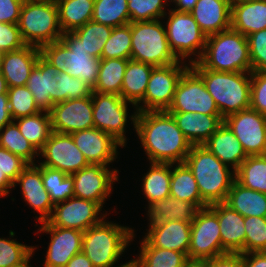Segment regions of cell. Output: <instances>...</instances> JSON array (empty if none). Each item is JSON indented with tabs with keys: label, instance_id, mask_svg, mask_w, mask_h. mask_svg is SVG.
Returning <instances> with one entry per match:
<instances>
[{
	"label": "cell",
	"instance_id": "6da1fadb",
	"mask_svg": "<svg viewBox=\"0 0 266 267\" xmlns=\"http://www.w3.org/2000/svg\"><path fill=\"white\" fill-rule=\"evenodd\" d=\"M135 132L151 163H184L192 147L167 110L138 112Z\"/></svg>",
	"mask_w": 266,
	"mask_h": 267
},
{
	"label": "cell",
	"instance_id": "7a4b0ae2",
	"mask_svg": "<svg viewBox=\"0 0 266 267\" xmlns=\"http://www.w3.org/2000/svg\"><path fill=\"white\" fill-rule=\"evenodd\" d=\"M184 163L192 171L202 200L209 206L225 202L235 171L203 145H192Z\"/></svg>",
	"mask_w": 266,
	"mask_h": 267
},
{
	"label": "cell",
	"instance_id": "3957f363",
	"mask_svg": "<svg viewBox=\"0 0 266 267\" xmlns=\"http://www.w3.org/2000/svg\"><path fill=\"white\" fill-rule=\"evenodd\" d=\"M190 67L221 72H252L247 36L232 28L208 36L201 58Z\"/></svg>",
	"mask_w": 266,
	"mask_h": 267
},
{
	"label": "cell",
	"instance_id": "277c9868",
	"mask_svg": "<svg viewBox=\"0 0 266 267\" xmlns=\"http://www.w3.org/2000/svg\"><path fill=\"white\" fill-rule=\"evenodd\" d=\"M40 54L59 72L65 71L95 88L101 59L89 55L73 32L63 33L60 41L41 46Z\"/></svg>",
	"mask_w": 266,
	"mask_h": 267
},
{
	"label": "cell",
	"instance_id": "5b68a950",
	"mask_svg": "<svg viewBox=\"0 0 266 267\" xmlns=\"http://www.w3.org/2000/svg\"><path fill=\"white\" fill-rule=\"evenodd\" d=\"M192 69L202 78L223 118L250 108L251 72Z\"/></svg>",
	"mask_w": 266,
	"mask_h": 267
},
{
	"label": "cell",
	"instance_id": "8992f818",
	"mask_svg": "<svg viewBox=\"0 0 266 267\" xmlns=\"http://www.w3.org/2000/svg\"><path fill=\"white\" fill-rule=\"evenodd\" d=\"M134 238L132 228L103 219L83 232L82 252L93 267H113Z\"/></svg>",
	"mask_w": 266,
	"mask_h": 267
},
{
	"label": "cell",
	"instance_id": "52a82bcc",
	"mask_svg": "<svg viewBox=\"0 0 266 267\" xmlns=\"http://www.w3.org/2000/svg\"><path fill=\"white\" fill-rule=\"evenodd\" d=\"M18 28L26 45L41 47L60 41L63 34L59 24L58 7L53 0L24 2Z\"/></svg>",
	"mask_w": 266,
	"mask_h": 267
},
{
	"label": "cell",
	"instance_id": "ba28073f",
	"mask_svg": "<svg viewBox=\"0 0 266 267\" xmlns=\"http://www.w3.org/2000/svg\"><path fill=\"white\" fill-rule=\"evenodd\" d=\"M131 59L154 67L179 61L169 47L161 19L131 23Z\"/></svg>",
	"mask_w": 266,
	"mask_h": 267
},
{
	"label": "cell",
	"instance_id": "9c48e42d",
	"mask_svg": "<svg viewBox=\"0 0 266 267\" xmlns=\"http://www.w3.org/2000/svg\"><path fill=\"white\" fill-rule=\"evenodd\" d=\"M167 16L169 17L167 22L163 23H166V34L171 51L180 61L186 62L188 59V64L197 62L205 49L207 36L189 12L171 8L164 18ZM194 55L196 58H191V56L195 57Z\"/></svg>",
	"mask_w": 266,
	"mask_h": 267
},
{
	"label": "cell",
	"instance_id": "30bf717a",
	"mask_svg": "<svg viewBox=\"0 0 266 267\" xmlns=\"http://www.w3.org/2000/svg\"><path fill=\"white\" fill-rule=\"evenodd\" d=\"M94 127L110 134L123 147L126 146V126L128 117L135 129V121L138 111L132 114L128 112V104L121 96L108 93L92 92ZM129 113V114H128ZM130 115V116H129Z\"/></svg>",
	"mask_w": 266,
	"mask_h": 267
},
{
	"label": "cell",
	"instance_id": "8fae6325",
	"mask_svg": "<svg viewBox=\"0 0 266 267\" xmlns=\"http://www.w3.org/2000/svg\"><path fill=\"white\" fill-rule=\"evenodd\" d=\"M225 253L217 214L209 206L199 209L191 223L189 261L203 262Z\"/></svg>",
	"mask_w": 266,
	"mask_h": 267
},
{
	"label": "cell",
	"instance_id": "7c38bea8",
	"mask_svg": "<svg viewBox=\"0 0 266 267\" xmlns=\"http://www.w3.org/2000/svg\"><path fill=\"white\" fill-rule=\"evenodd\" d=\"M185 63L179 60L168 66L154 67L144 99L136 106V110L138 112L168 110L172 105L180 78L190 67V64Z\"/></svg>",
	"mask_w": 266,
	"mask_h": 267
},
{
	"label": "cell",
	"instance_id": "4fadbf2b",
	"mask_svg": "<svg viewBox=\"0 0 266 267\" xmlns=\"http://www.w3.org/2000/svg\"><path fill=\"white\" fill-rule=\"evenodd\" d=\"M168 112H193L221 115L202 78L189 67L180 78Z\"/></svg>",
	"mask_w": 266,
	"mask_h": 267
},
{
	"label": "cell",
	"instance_id": "5bb4252c",
	"mask_svg": "<svg viewBox=\"0 0 266 267\" xmlns=\"http://www.w3.org/2000/svg\"><path fill=\"white\" fill-rule=\"evenodd\" d=\"M101 211L102 207L97 202L73 196L54 204L50 217L41 224L42 226L71 228L84 232L106 218L107 212L101 215Z\"/></svg>",
	"mask_w": 266,
	"mask_h": 267
},
{
	"label": "cell",
	"instance_id": "9a60e30c",
	"mask_svg": "<svg viewBox=\"0 0 266 267\" xmlns=\"http://www.w3.org/2000/svg\"><path fill=\"white\" fill-rule=\"evenodd\" d=\"M224 123L240 141L247 156L266 150V115L251 108L228 115Z\"/></svg>",
	"mask_w": 266,
	"mask_h": 267
},
{
	"label": "cell",
	"instance_id": "2e32d148",
	"mask_svg": "<svg viewBox=\"0 0 266 267\" xmlns=\"http://www.w3.org/2000/svg\"><path fill=\"white\" fill-rule=\"evenodd\" d=\"M108 168L110 167L101 164H89L72 174L74 196L97 202L103 207L112 193V185L119 180V171Z\"/></svg>",
	"mask_w": 266,
	"mask_h": 267
},
{
	"label": "cell",
	"instance_id": "e0dca14e",
	"mask_svg": "<svg viewBox=\"0 0 266 267\" xmlns=\"http://www.w3.org/2000/svg\"><path fill=\"white\" fill-rule=\"evenodd\" d=\"M39 155L41 165L72 175L89 165L70 134L51 132Z\"/></svg>",
	"mask_w": 266,
	"mask_h": 267
},
{
	"label": "cell",
	"instance_id": "ac0fdd59",
	"mask_svg": "<svg viewBox=\"0 0 266 267\" xmlns=\"http://www.w3.org/2000/svg\"><path fill=\"white\" fill-rule=\"evenodd\" d=\"M53 132L72 134L94 127L91 96L70 99L53 105L50 111Z\"/></svg>",
	"mask_w": 266,
	"mask_h": 267
},
{
	"label": "cell",
	"instance_id": "d6986e66",
	"mask_svg": "<svg viewBox=\"0 0 266 267\" xmlns=\"http://www.w3.org/2000/svg\"><path fill=\"white\" fill-rule=\"evenodd\" d=\"M40 231L50 234L43 267H65L70 259L82 252L83 232L56 226H39Z\"/></svg>",
	"mask_w": 266,
	"mask_h": 267
},
{
	"label": "cell",
	"instance_id": "ffe728a7",
	"mask_svg": "<svg viewBox=\"0 0 266 267\" xmlns=\"http://www.w3.org/2000/svg\"><path fill=\"white\" fill-rule=\"evenodd\" d=\"M89 164L109 166L117 159L118 148L123 146L110 134L95 127L70 134Z\"/></svg>",
	"mask_w": 266,
	"mask_h": 267
},
{
	"label": "cell",
	"instance_id": "44dd1931",
	"mask_svg": "<svg viewBox=\"0 0 266 267\" xmlns=\"http://www.w3.org/2000/svg\"><path fill=\"white\" fill-rule=\"evenodd\" d=\"M20 185L21 194L24 201L39 213L36 221L45 222L51 215L54 207L50 195L45 189L42 181V165L28 164V166L18 175L14 182V187Z\"/></svg>",
	"mask_w": 266,
	"mask_h": 267
},
{
	"label": "cell",
	"instance_id": "7402d4cb",
	"mask_svg": "<svg viewBox=\"0 0 266 267\" xmlns=\"http://www.w3.org/2000/svg\"><path fill=\"white\" fill-rule=\"evenodd\" d=\"M144 239L157 248L174 250L188 257L191 238V223L168 221L163 224H149Z\"/></svg>",
	"mask_w": 266,
	"mask_h": 267
},
{
	"label": "cell",
	"instance_id": "603a6c76",
	"mask_svg": "<svg viewBox=\"0 0 266 267\" xmlns=\"http://www.w3.org/2000/svg\"><path fill=\"white\" fill-rule=\"evenodd\" d=\"M59 71L41 55L32 69L26 87L32 93L37 107L41 111L50 112L56 104V84L54 76Z\"/></svg>",
	"mask_w": 266,
	"mask_h": 267
},
{
	"label": "cell",
	"instance_id": "cb8c5ba5",
	"mask_svg": "<svg viewBox=\"0 0 266 267\" xmlns=\"http://www.w3.org/2000/svg\"><path fill=\"white\" fill-rule=\"evenodd\" d=\"M217 214L222 249L226 253L245 254L244 217L225 202L209 205Z\"/></svg>",
	"mask_w": 266,
	"mask_h": 267
},
{
	"label": "cell",
	"instance_id": "d4e9b609",
	"mask_svg": "<svg viewBox=\"0 0 266 267\" xmlns=\"http://www.w3.org/2000/svg\"><path fill=\"white\" fill-rule=\"evenodd\" d=\"M189 13L207 37L231 28V6L226 0H198Z\"/></svg>",
	"mask_w": 266,
	"mask_h": 267
},
{
	"label": "cell",
	"instance_id": "484cf974",
	"mask_svg": "<svg viewBox=\"0 0 266 267\" xmlns=\"http://www.w3.org/2000/svg\"><path fill=\"white\" fill-rule=\"evenodd\" d=\"M40 55V48L33 45H25L18 50L5 52L1 73L8 87L26 86Z\"/></svg>",
	"mask_w": 266,
	"mask_h": 267
},
{
	"label": "cell",
	"instance_id": "4316f807",
	"mask_svg": "<svg viewBox=\"0 0 266 267\" xmlns=\"http://www.w3.org/2000/svg\"><path fill=\"white\" fill-rule=\"evenodd\" d=\"M192 145H203L223 124L221 115L193 112H169Z\"/></svg>",
	"mask_w": 266,
	"mask_h": 267
},
{
	"label": "cell",
	"instance_id": "83f0119b",
	"mask_svg": "<svg viewBox=\"0 0 266 267\" xmlns=\"http://www.w3.org/2000/svg\"><path fill=\"white\" fill-rule=\"evenodd\" d=\"M203 146L234 171L248 157L240 141L224 122Z\"/></svg>",
	"mask_w": 266,
	"mask_h": 267
},
{
	"label": "cell",
	"instance_id": "f1b7e54d",
	"mask_svg": "<svg viewBox=\"0 0 266 267\" xmlns=\"http://www.w3.org/2000/svg\"><path fill=\"white\" fill-rule=\"evenodd\" d=\"M231 28L244 36L266 29V0H249L233 5Z\"/></svg>",
	"mask_w": 266,
	"mask_h": 267
},
{
	"label": "cell",
	"instance_id": "f546056e",
	"mask_svg": "<svg viewBox=\"0 0 266 267\" xmlns=\"http://www.w3.org/2000/svg\"><path fill=\"white\" fill-rule=\"evenodd\" d=\"M199 208L193 202L178 200L169 196L156 201L148 208V224H163L168 221H184L192 223Z\"/></svg>",
	"mask_w": 266,
	"mask_h": 267
},
{
	"label": "cell",
	"instance_id": "4dcf8cb0",
	"mask_svg": "<svg viewBox=\"0 0 266 267\" xmlns=\"http://www.w3.org/2000/svg\"><path fill=\"white\" fill-rule=\"evenodd\" d=\"M154 66L129 59L122 83L121 97L136 106L144 99Z\"/></svg>",
	"mask_w": 266,
	"mask_h": 267
},
{
	"label": "cell",
	"instance_id": "1f68e13d",
	"mask_svg": "<svg viewBox=\"0 0 266 267\" xmlns=\"http://www.w3.org/2000/svg\"><path fill=\"white\" fill-rule=\"evenodd\" d=\"M225 203L244 218L266 217V193L246 188L236 180L231 185Z\"/></svg>",
	"mask_w": 266,
	"mask_h": 267
},
{
	"label": "cell",
	"instance_id": "d6a6232c",
	"mask_svg": "<svg viewBox=\"0 0 266 267\" xmlns=\"http://www.w3.org/2000/svg\"><path fill=\"white\" fill-rule=\"evenodd\" d=\"M170 196L193 202L199 209L208 206L202 200L192 171L185 163L171 164Z\"/></svg>",
	"mask_w": 266,
	"mask_h": 267
},
{
	"label": "cell",
	"instance_id": "836d02e7",
	"mask_svg": "<svg viewBox=\"0 0 266 267\" xmlns=\"http://www.w3.org/2000/svg\"><path fill=\"white\" fill-rule=\"evenodd\" d=\"M150 168L142 177L143 194L148 201L149 208L156 201L164 200L170 196L171 164L151 163Z\"/></svg>",
	"mask_w": 266,
	"mask_h": 267
},
{
	"label": "cell",
	"instance_id": "e575fe53",
	"mask_svg": "<svg viewBox=\"0 0 266 267\" xmlns=\"http://www.w3.org/2000/svg\"><path fill=\"white\" fill-rule=\"evenodd\" d=\"M63 33L72 32L92 20L95 0H56Z\"/></svg>",
	"mask_w": 266,
	"mask_h": 267
},
{
	"label": "cell",
	"instance_id": "d590c367",
	"mask_svg": "<svg viewBox=\"0 0 266 267\" xmlns=\"http://www.w3.org/2000/svg\"><path fill=\"white\" fill-rule=\"evenodd\" d=\"M139 250L138 258H134L139 267H186L190 262L184 253L152 247L144 238Z\"/></svg>",
	"mask_w": 266,
	"mask_h": 267
},
{
	"label": "cell",
	"instance_id": "8d00e7d4",
	"mask_svg": "<svg viewBox=\"0 0 266 267\" xmlns=\"http://www.w3.org/2000/svg\"><path fill=\"white\" fill-rule=\"evenodd\" d=\"M14 122L19 127L20 133L40 152L52 132L50 112L40 111L15 119Z\"/></svg>",
	"mask_w": 266,
	"mask_h": 267
},
{
	"label": "cell",
	"instance_id": "74e56055",
	"mask_svg": "<svg viewBox=\"0 0 266 267\" xmlns=\"http://www.w3.org/2000/svg\"><path fill=\"white\" fill-rule=\"evenodd\" d=\"M129 59H101L94 92L121 96L125 69Z\"/></svg>",
	"mask_w": 266,
	"mask_h": 267
},
{
	"label": "cell",
	"instance_id": "f35d334b",
	"mask_svg": "<svg viewBox=\"0 0 266 267\" xmlns=\"http://www.w3.org/2000/svg\"><path fill=\"white\" fill-rule=\"evenodd\" d=\"M235 180L246 188L266 193V157L248 156L235 171Z\"/></svg>",
	"mask_w": 266,
	"mask_h": 267
},
{
	"label": "cell",
	"instance_id": "ab89813d",
	"mask_svg": "<svg viewBox=\"0 0 266 267\" xmlns=\"http://www.w3.org/2000/svg\"><path fill=\"white\" fill-rule=\"evenodd\" d=\"M0 147L21 157L28 164L37 163L35 158L39 157V152L20 133L19 127L14 121L0 129Z\"/></svg>",
	"mask_w": 266,
	"mask_h": 267
},
{
	"label": "cell",
	"instance_id": "60d3db41",
	"mask_svg": "<svg viewBox=\"0 0 266 267\" xmlns=\"http://www.w3.org/2000/svg\"><path fill=\"white\" fill-rule=\"evenodd\" d=\"M92 20L112 28L129 24L127 0H95Z\"/></svg>",
	"mask_w": 266,
	"mask_h": 267
},
{
	"label": "cell",
	"instance_id": "b9f144b4",
	"mask_svg": "<svg viewBox=\"0 0 266 267\" xmlns=\"http://www.w3.org/2000/svg\"><path fill=\"white\" fill-rule=\"evenodd\" d=\"M112 31V27L90 20L72 32L81 40L82 47L89 55L101 59L103 46Z\"/></svg>",
	"mask_w": 266,
	"mask_h": 267
},
{
	"label": "cell",
	"instance_id": "7bdbcfd3",
	"mask_svg": "<svg viewBox=\"0 0 266 267\" xmlns=\"http://www.w3.org/2000/svg\"><path fill=\"white\" fill-rule=\"evenodd\" d=\"M42 181L53 204L74 196L73 178L71 175L42 165Z\"/></svg>",
	"mask_w": 266,
	"mask_h": 267
},
{
	"label": "cell",
	"instance_id": "ee69618b",
	"mask_svg": "<svg viewBox=\"0 0 266 267\" xmlns=\"http://www.w3.org/2000/svg\"><path fill=\"white\" fill-rule=\"evenodd\" d=\"M111 58L131 59V22L114 27L104 44L101 59Z\"/></svg>",
	"mask_w": 266,
	"mask_h": 267
},
{
	"label": "cell",
	"instance_id": "f6af8a7d",
	"mask_svg": "<svg viewBox=\"0 0 266 267\" xmlns=\"http://www.w3.org/2000/svg\"><path fill=\"white\" fill-rule=\"evenodd\" d=\"M54 78L56 84V103L70 99H80L91 96L93 89L77 77H72L65 71L58 72Z\"/></svg>",
	"mask_w": 266,
	"mask_h": 267
},
{
	"label": "cell",
	"instance_id": "bcb514c9",
	"mask_svg": "<svg viewBox=\"0 0 266 267\" xmlns=\"http://www.w3.org/2000/svg\"><path fill=\"white\" fill-rule=\"evenodd\" d=\"M167 5L168 0H127L130 22L163 20Z\"/></svg>",
	"mask_w": 266,
	"mask_h": 267
},
{
	"label": "cell",
	"instance_id": "7dc6e473",
	"mask_svg": "<svg viewBox=\"0 0 266 267\" xmlns=\"http://www.w3.org/2000/svg\"><path fill=\"white\" fill-rule=\"evenodd\" d=\"M9 109L12 119L30 116L39 113L32 93L26 86L8 87Z\"/></svg>",
	"mask_w": 266,
	"mask_h": 267
},
{
	"label": "cell",
	"instance_id": "c3c4849f",
	"mask_svg": "<svg viewBox=\"0 0 266 267\" xmlns=\"http://www.w3.org/2000/svg\"><path fill=\"white\" fill-rule=\"evenodd\" d=\"M245 254L266 251V217H245Z\"/></svg>",
	"mask_w": 266,
	"mask_h": 267
},
{
	"label": "cell",
	"instance_id": "681fc988",
	"mask_svg": "<svg viewBox=\"0 0 266 267\" xmlns=\"http://www.w3.org/2000/svg\"><path fill=\"white\" fill-rule=\"evenodd\" d=\"M36 248L19 243L15 239L0 238V267H12L20 264Z\"/></svg>",
	"mask_w": 266,
	"mask_h": 267
},
{
	"label": "cell",
	"instance_id": "f907efd6",
	"mask_svg": "<svg viewBox=\"0 0 266 267\" xmlns=\"http://www.w3.org/2000/svg\"><path fill=\"white\" fill-rule=\"evenodd\" d=\"M252 72L266 71V29L247 36Z\"/></svg>",
	"mask_w": 266,
	"mask_h": 267
},
{
	"label": "cell",
	"instance_id": "816d5d0a",
	"mask_svg": "<svg viewBox=\"0 0 266 267\" xmlns=\"http://www.w3.org/2000/svg\"><path fill=\"white\" fill-rule=\"evenodd\" d=\"M250 108L266 115V71L251 72Z\"/></svg>",
	"mask_w": 266,
	"mask_h": 267
},
{
	"label": "cell",
	"instance_id": "f5cc1de1",
	"mask_svg": "<svg viewBox=\"0 0 266 267\" xmlns=\"http://www.w3.org/2000/svg\"><path fill=\"white\" fill-rule=\"evenodd\" d=\"M27 166L28 163L21 157L14 155L3 147H0V171L13 183Z\"/></svg>",
	"mask_w": 266,
	"mask_h": 267
},
{
	"label": "cell",
	"instance_id": "db71d44e",
	"mask_svg": "<svg viewBox=\"0 0 266 267\" xmlns=\"http://www.w3.org/2000/svg\"><path fill=\"white\" fill-rule=\"evenodd\" d=\"M18 24L0 23V50L10 52L25 46Z\"/></svg>",
	"mask_w": 266,
	"mask_h": 267
},
{
	"label": "cell",
	"instance_id": "11a10c76",
	"mask_svg": "<svg viewBox=\"0 0 266 267\" xmlns=\"http://www.w3.org/2000/svg\"><path fill=\"white\" fill-rule=\"evenodd\" d=\"M23 3L21 0H0V23L18 24Z\"/></svg>",
	"mask_w": 266,
	"mask_h": 267
},
{
	"label": "cell",
	"instance_id": "9f6ffc18",
	"mask_svg": "<svg viewBox=\"0 0 266 267\" xmlns=\"http://www.w3.org/2000/svg\"><path fill=\"white\" fill-rule=\"evenodd\" d=\"M205 267H243L242 253H225L203 261Z\"/></svg>",
	"mask_w": 266,
	"mask_h": 267
},
{
	"label": "cell",
	"instance_id": "6f0895ef",
	"mask_svg": "<svg viewBox=\"0 0 266 267\" xmlns=\"http://www.w3.org/2000/svg\"><path fill=\"white\" fill-rule=\"evenodd\" d=\"M243 267H266V251L243 254Z\"/></svg>",
	"mask_w": 266,
	"mask_h": 267
},
{
	"label": "cell",
	"instance_id": "680465c9",
	"mask_svg": "<svg viewBox=\"0 0 266 267\" xmlns=\"http://www.w3.org/2000/svg\"><path fill=\"white\" fill-rule=\"evenodd\" d=\"M13 121L9 109L8 94H0V129Z\"/></svg>",
	"mask_w": 266,
	"mask_h": 267
},
{
	"label": "cell",
	"instance_id": "91938a15",
	"mask_svg": "<svg viewBox=\"0 0 266 267\" xmlns=\"http://www.w3.org/2000/svg\"><path fill=\"white\" fill-rule=\"evenodd\" d=\"M65 267H93L90 259L83 253L75 254Z\"/></svg>",
	"mask_w": 266,
	"mask_h": 267
},
{
	"label": "cell",
	"instance_id": "94428289",
	"mask_svg": "<svg viewBox=\"0 0 266 267\" xmlns=\"http://www.w3.org/2000/svg\"><path fill=\"white\" fill-rule=\"evenodd\" d=\"M12 187H14V183L0 171V197L3 198L10 194Z\"/></svg>",
	"mask_w": 266,
	"mask_h": 267
},
{
	"label": "cell",
	"instance_id": "6125c7cd",
	"mask_svg": "<svg viewBox=\"0 0 266 267\" xmlns=\"http://www.w3.org/2000/svg\"><path fill=\"white\" fill-rule=\"evenodd\" d=\"M175 4V10L189 12L194 8L198 0H168Z\"/></svg>",
	"mask_w": 266,
	"mask_h": 267
},
{
	"label": "cell",
	"instance_id": "be15d7a7",
	"mask_svg": "<svg viewBox=\"0 0 266 267\" xmlns=\"http://www.w3.org/2000/svg\"><path fill=\"white\" fill-rule=\"evenodd\" d=\"M7 92H8V85L6 79L0 72V94H7Z\"/></svg>",
	"mask_w": 266,
	"mask_h": 267
},
{
	"label": "cell",
	"instance_id": "e7e4bbea",
	"mask_svg": "<svg viewBox=\"0 0 266 267\" xmlns=\"http://www.w3.org/2000/svg\"><path fill=\"white\" fill-rule=\"evenodd\" d=\"M33 253H34V251L24 261H22L20 264L14 265L12 267H32L30 265V261H31L30 259H31L32 255H33Z\"/></svg>",
	"mask_w": 266,
	"mask_h": 267
},
{
	"label": "cell",
	"instance_id": "03108f58",
	"mask_svg": "<svg viewBox=\"0 0 266 267\" xmlns=\"http://www.w3.org/2000/svg\"><path fill=\"white\" fill-rule=\"evenodd\" d=\"M116 267H139V265L134 259H132V260H129L127 263H123L122 265L116 266Z\"/></svg>",
	"mask_w": 266,
	"mask_h": 267
},
{
	"label": "cell",
	"instance_id": "003e7915",
	"mask_svg": "<svg viewBox=\"0 0 266 267\" xmlns=\"http://www.w3.org/2000/svg\"><path fill=\"white\" fill-rule=\"evenodd\" d=\"M186 267H205L203 262H189Z\"/></svg>",
	"mask_w": 266,
	"mask_h": 267
},
{
	"label": "cell",
	"instance_id": "a7ac6f4b",
	"mask_svg": "<svg viewBox=\"0 0 266 267\" xmlns=\"http://www.w3.org/2000/svg\"><path fill=\"white\" fill-rule=\"evenodd\" d=\"M229 5L232 7L233 5L237 4V3H241V2H246V1H249V0H226Z\"/></svg>",
	"mask_w": 266,
	"mask_h": 267
},
{
	"label": "cell",
	"instance_id": "89a4df30",
	"mask_svg": "<svg viewBox=\"0 0 266 267\" xmlns=\"http://www.w3.org/2000/svg\"><path fill=\"white\" fill-rule=\"evenodd\" d=\"M4 55H5V52L0 50V72L2 70V64H3Z\"/></svg>",
	"mask_w": 266,
	"mask_h": 267
},
{
	"label": "cell",
	"instance_id": "2644e50d",
	"mask_svg": "<svg viewBox=\"0 0 266 267\" xmlns=\"http://www.w3.org/2000/svg\"><path fill=\"white\" fill-rule=\"evenodd\" d=\"M23 2H32V1H43V0H21Z\"/></svg>",
	"mask_w": 266,
	"mask_h": 267
}]
</instances>
